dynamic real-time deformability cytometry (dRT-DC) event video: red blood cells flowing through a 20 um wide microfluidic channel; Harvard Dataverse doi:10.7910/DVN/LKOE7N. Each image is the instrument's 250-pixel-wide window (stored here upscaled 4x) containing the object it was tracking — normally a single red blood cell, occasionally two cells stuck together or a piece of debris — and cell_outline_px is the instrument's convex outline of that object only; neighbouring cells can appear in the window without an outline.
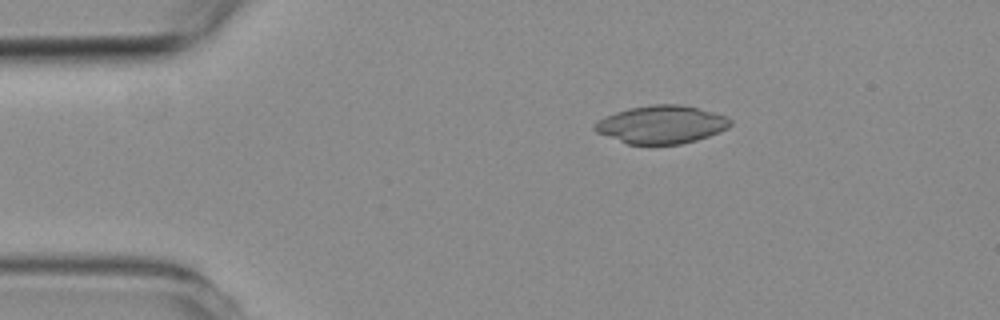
{"species": "common noctule bat (a hibernating species)", "species_latin": "Nyctalus noctula", "temperature_condition": "room temperature", "stored_images_in_passage": 5, "segment_of_instrument_passage": [1, 2], "camera_frame_rate_fps": 3000, "um_per_image_px": 0.085, "animal": {"sex": "female", "body_mass_g": 19.3, "forearm_length_mm": 54.1}, "frame": {"image": 1, "passage_image": 3, "time_ms": 2.333, "image_size_px": [1000, 320], "cell_outline_px": [[732, 124], [728, 128], [720, 132], [696, 140], [680, 144], [628, 144], [596, 132], [592, 128], [600, 120], [616, 112], [628, 108], [652, 104], [680, 104], [728, 116], [732, 120]], "centroid_in_image_um": [56.26, 10.58], "position_along_channel_um": 28.7, "area_um2": 29.82}}